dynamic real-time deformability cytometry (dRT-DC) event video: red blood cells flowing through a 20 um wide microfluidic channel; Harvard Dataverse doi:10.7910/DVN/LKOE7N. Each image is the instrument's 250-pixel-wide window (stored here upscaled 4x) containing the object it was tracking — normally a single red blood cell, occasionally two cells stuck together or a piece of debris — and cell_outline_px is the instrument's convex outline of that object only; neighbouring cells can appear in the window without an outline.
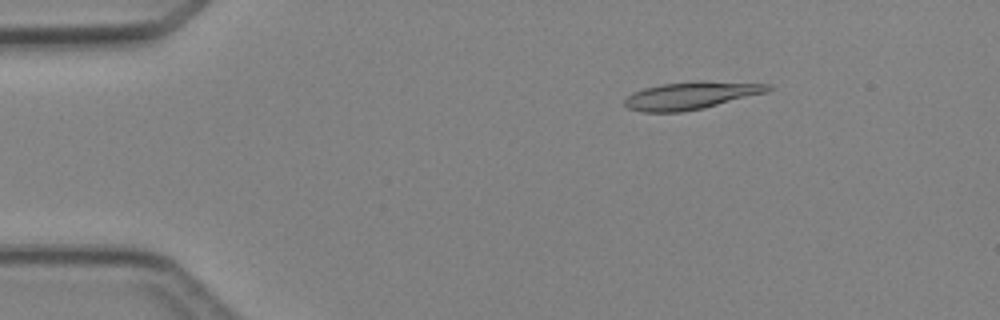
{"species": "Egyptian fruit bat (a non-hibernating species)", "species_latin": "Rousettus aegyptiacus", "temperature_condition": "cold", "stored_images_in_passage": 3, "camera_frame_rate_fps": 3000, "um_per_image_px": 0.085, "animal": {"sex": "female"}, "frame": {"image": 1, "passage_image": 1, "time_ms": 0.0, "image_size_px": [1000, 320], "cell_outline_px": [[776, 88], [768, 92], [704, 108], [680, 112], [644, 112], [628, 108], [624, 104], [624, 100], [632, 92], [644, 88], [660, 84], [700, 80], [772, 84]], "centroid_in_image_um": [58.79, 8.1], "position_along_channel_um": 26.2, "area_um2": 23.29}}